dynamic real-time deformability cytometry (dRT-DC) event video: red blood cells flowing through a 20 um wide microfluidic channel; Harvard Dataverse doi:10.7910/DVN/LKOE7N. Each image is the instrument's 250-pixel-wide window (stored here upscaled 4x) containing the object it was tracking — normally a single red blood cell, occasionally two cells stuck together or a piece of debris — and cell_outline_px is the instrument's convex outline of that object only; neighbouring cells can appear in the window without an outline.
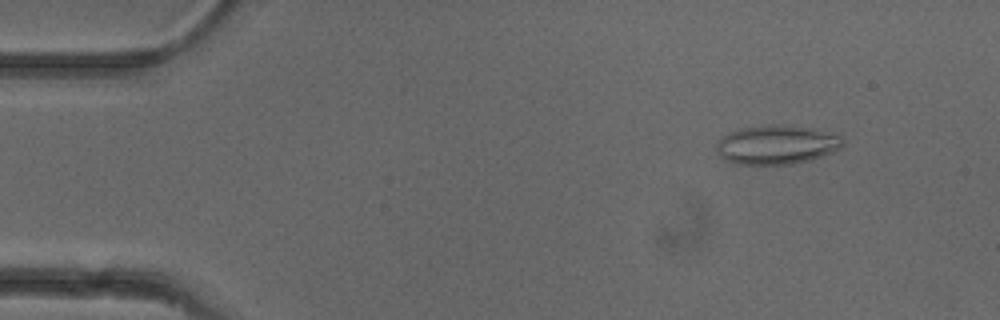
{"species": "common noctule bat (a hibernating species)", "species_latin": "Nyctalus noctula", "temperature_condition": "cold", "stored_images_in_passage": 47, "camera_frame_rate_fps": 3000, "um_per_image_px": 0.085, "animal": {"sex": "female"}, "frame": {"image": 1, "passage_image": 1, "time_ms": 0.0, "image_size_px": [1000, 320], "cell_outline_px": [[844, 144], [840, 148], [832, 152], [812, 160], [792, 164], [736, 164], [724, 160], [720, 156], [716, 148], [716, 144], [728, 132], [740, 128], [772, 124], [780, 124], [816, 128], [840, 136], [844, 140]], "centroid_in_image_um": [66.03, 12.29], "position_along_channel_um": 19.0, "area_um2": 29.02}}
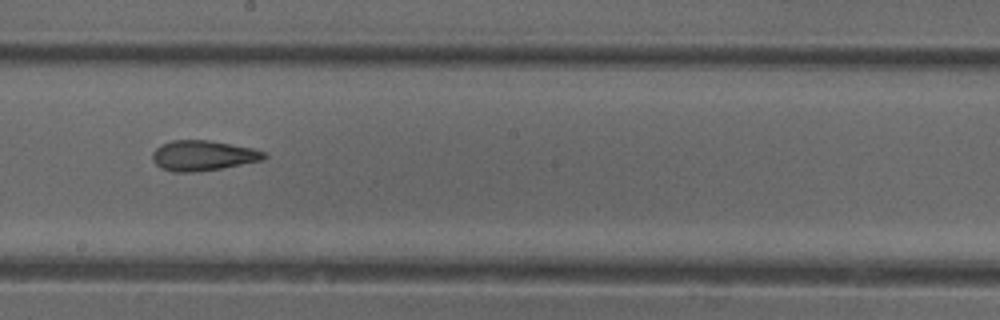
{"frame": {"image": 2, "passage_image": 24, "time_ms": 7.667, "image_size_px": [1000, 320], "cell_outline_px": [[268, 156], [264, 160], [220, 168], [196, 172], [172, 172], [160, 168], [152, 160], [152, 152], [160, 144], [172, 140], [208, 140], [252, 148], [264, 152]], "centroid_in_image_um": [17.22, 13.22], "position_along_channel_um": 231.0, "area_um2": 19.71}}
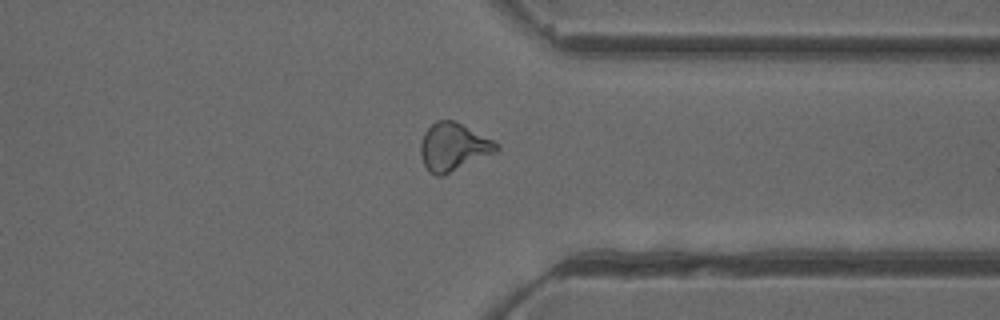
{"frame": {"image": 3, "passage_image": 35, "time_ms": 11.333, "image_size_px": [1000, 320], "cell_outline_px": [[500, 148], [496, 152], [444, 176], [436, 176], [428, 172], [420, 156], [420, 144], [424, 132], [436, 120], [456, 120], [500, 144]], "centroid_in_image_um": [38.53, 12.5], "position_along_channel_um": 372.9, "area_um2": 21.44}, "authors_computed_cell_mechanics": {"area_um2": 20.6346, "velocity_mm_per_s": 3.9498, "shape_relaxation_time_tau1_ms": null, "shape_relaxation_time_tau2_ms": 2.3009, "deformation_change_tau1": null, "deformation_change_tau2": 0.1043}}